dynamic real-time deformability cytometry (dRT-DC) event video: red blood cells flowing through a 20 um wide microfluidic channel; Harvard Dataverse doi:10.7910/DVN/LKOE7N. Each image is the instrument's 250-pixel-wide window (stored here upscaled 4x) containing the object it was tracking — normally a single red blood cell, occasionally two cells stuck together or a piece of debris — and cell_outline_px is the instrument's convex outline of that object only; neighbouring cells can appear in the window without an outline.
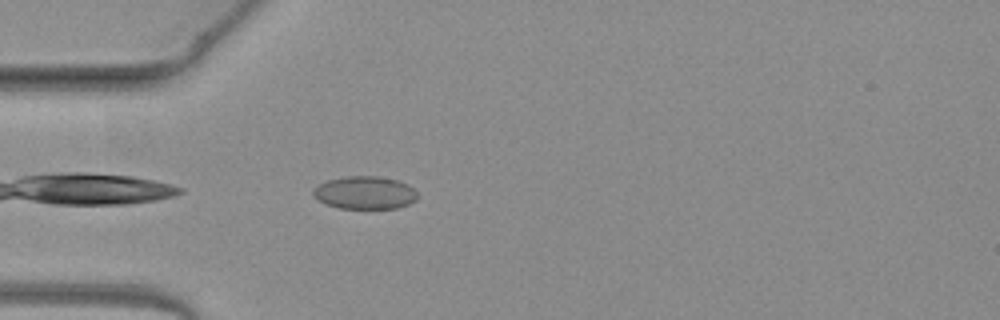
{"species": "common noctule bat (a hibernating species)", "species_latin": "Nyctalus noctula", "temperature_condition": "warm", "stored_images_in_passage": 38, "camera_frame_rate_fps": 3000, "um_per_image_px": 0.085, "animal": {"sex": "female", "body_mass_g": 19.3, "forearm_length_mm": 54.1}, "frame": {"image": 1, "passage_image": 2, "time_ms": 0.333, "image_size_px": [1000, 320], "cell_outline_px": [[416, 200], [408, 204], [396, 208], [340, 208], [324, 204], [312, 196], [312, 188], [328, 180], [348, 176], [376, 176], [396, 180], [408, 184], [416, 192]], "centroid_in_image_um": [30.97, 16.38], "position_along_channel_um": 54.0, "area_um2": 19.88}}
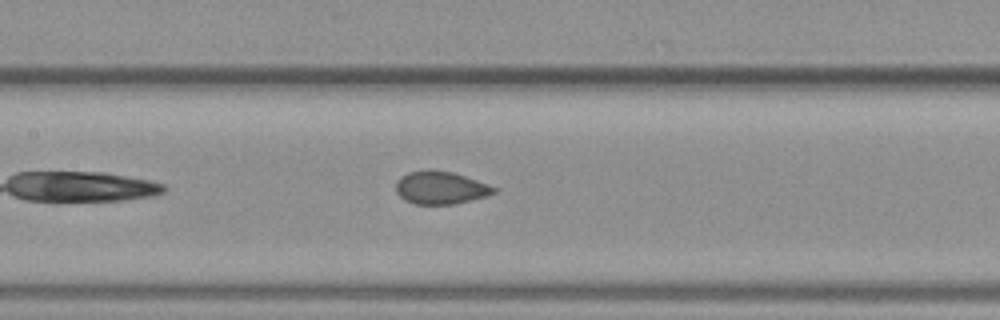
{"frame": {"image": 2, "passage_image": 11, "time_ms": 3.333, "image_size_px": [1000, 320], "cell_outline_px": [[496, 192], [484, 196], [452, 204], [416, 204], [404, 200], [396, 192], [396, 180], [400, 176], [408, 172], [428, 168], [432, 168], [452, 172], [488, 184], [496, 188]], "centroid_in_image_um": [37.38, 15.93], "position_along_channel_um": 170.0, "area_um2": 18.73}}
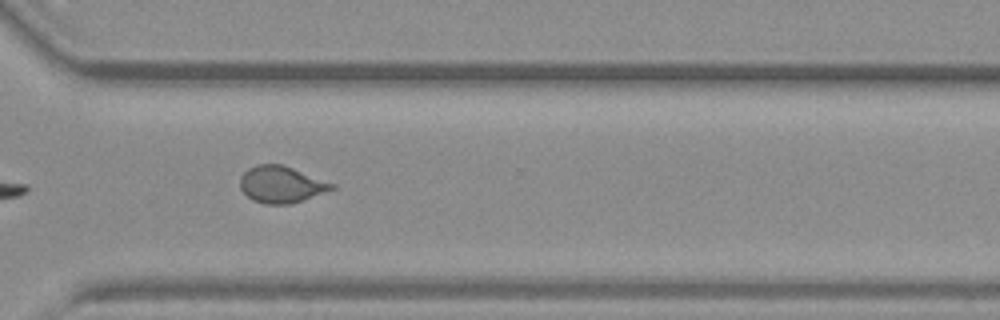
{"frame": {"image": 3, "passage_image": 24, "time_ms": 7.667, "image_size_px": [1000, 320], "cell_outline_px": [[336, 188], [304, 200], [292, 204], [264, 204], [252, 200], [240, 188], [240, 176], [248, 168], [260, 164], [284, 164], [336, 184]], "centroid_in_image_um": [23.93, 15.68], "position_along_channel_um": 346.7, "area_um2": 19.83}, "authors_computed_cell_mechanics": {"area_um2": 19.2763, "velocity_mm_per_s": 4.0998, "shape_relaxation_time_tau1_ms": null, "shape_relaxation_time_tau2_ms": 1.0799, "deformation_change_tau1": null, "deformation_change_tau2": 0.055}}